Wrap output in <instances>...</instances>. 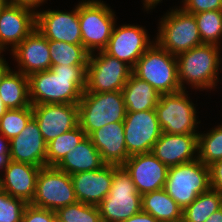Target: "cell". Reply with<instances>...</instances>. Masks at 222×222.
Segmentation results:
<instances>
[{"label":"cell","mask_w":222,"mask_h":222,"mask_svg":"<svg viewBox=\"0 0 222 222\" xmlns=\"http://www.w3.org/2000/svg\"><path fill=\"white\" fill-rule=\"evenodd\" d=\"M87 65H58L28 76L31 105L78 104L86 87Z\"/></svg>","instance_id":"6da1fadb"},{"label":"cell","mask_w":222,"mask_h":222,"mask_svg":"<svg viewBox=\"0 0 222 222\" xmlns=\"http://www.w3.org/2000/svg\"><path fill=\"white\" fill-rule=\"evenodd\" d=\"M222 46L203 43L176 56L181 90L217 91L222 68ZM220 71V73H219Z\"/></svg>","instance_id":"7a4b0ae2"},{"label":"cell","mask_w":222,"mask_h":222,"mask_svg":"<svg viewBox=\"0 0 222 222\" xmlns=\"http://www.w3.org/2000/svg\"><path fill=\"white\" fill-rule=\"evenodd\" d=\"M158 21L155 40L172 55L177 56L203 44L194 15L179 6L170 7Z\"/></svg>","instance_id":"3957f363"},{"label":"cell","mask_w":222,"mask_h":222,"mask_svg":"<svg viewBox=\"0 0 222 222\" xmlns=\"http://www.w3.org/2000/svg\"><path fill=\"white\" fill-rule=\"evenodd\" d=\"M126 106L122 91L84 92L78 103L79 126L89 136L114 122H124Z\"/></svg>","instance_id":"277c9868"},{"label":"cell","mask_w":222,"mask_h":222,"mask_svg":"<svg viewBox=\"0 0 222 222\" xmlns=\"http://www.w3.org/2000/svg\"><path fill=\"white\" fill-rule=\"evenodd\" d=\"M132 73L147 81L161 95L181 91L176 56L154 42L138 59Z\"/></svg>","instance_id":"5b68a950"},{"label":"cell","mask_w":222,"mask_h":222,"mask_svg":"<svg viewBox=\"0 0 222 222\" xmlns=\"http://www.w3.org/2000/svg\"><path fill=\"white\" fill-rule=\"evenodd\" d=\"M108 5L103 0H80L78 3L82 45L89 53L106 48L117 23L116 13Z\"/></svg>","instance_id":"8992f818"},{"label":"cell","mask_w":222,"mask_h":222,"mask_svg":"<svg viewBox=\"0 0 222 222\" xmlns=\"http://www.w3.org/2000/svg\"><path fill=\"white\" fill-rule=\"evenodd\" d=\"M98 208L102 222H122L142 211V196L122 165H114L109 194Z\"/></svg>","instance_id":"52a82bcc"},{"label":"cell","mask_w":222,"mask_h":222,"mask_svg":"<svg viewBox=\"0 0 222 222\" xmlns=\"http://www.w3.org/2000/svg\"><path fill=\"white\" fill-rule=\"evenodd\" d=\"M210 188L209 166L199 159L168 168L164 189L182 210Z\"/></svg>","instance_id":"ba28073f"},{"label":"cell","mask_w":222,"mask_h":222,"mask_svg":"<svg viewBox=\"0 0 222 222\" xmlns=\"http://www.w3.org/2000/svg\"><path fill=\"white\" fill-rule=\"evenodd\" d=\"M187 90L162 94L155 108L162 132L168 134H198L201 123L196 104ZM198 119V120H197Z\"/></svg>","instance_id":"9c48e42d"},{"label":"cell","mask_w":222,"mask_h":222,"mask_svg":"<svg viewBox=\"0 0 222 222\" xmlns=\"http://www.w3.org/2000/svg\"><path fill=\"white\" fill-rule=\"evenodd\" d=\"M132 74V68L104 50L90 53L86 68L84 92L121 91Z\"/></svg>","instance_id":"30bf717a"},{"label":"cell","mask_w":222,"mask_h":222,"mask_svg":"<svg viewBox=\"0 0 222 222\" xmlns=\"http://www.w3.org/2000/svg\"><path fill=\"white\" fill-rule=\"evenodd\" d=\"M78 202L71 176L56 166L41 167L35 195L30 203L33 206L56 211Z\"/></svg>","instance_id":"8fae6325"},{"label":"cell","mask_w":222,"mask_h":222,"mask_svg":"<svg viewBox=\"0 0 222 222\" xmlns=\"http://www.w3.org/2000/svg\"><path fill=\"white\" fill-rule=\"evenodd\" d=\"M148 33L147 28L139 24L129 23L119 26L117 23L104 51L133 69L138 59L156 42Z\"/></svg>","instance_id":"7c38bea8"},{"label":"cell","mask_w":222,"mask_h":222,"mask_svg":"<svg viewBox=\"0 0 222 222\" xmlns=\"http://www.w3.org/2000/svg\"><path fill=\"white\" fill-rule=\"evenodd\" d=\"M123 124L126 149L130 156L150 153L162 133L155 109L127 112Z\"/></svg>","instance_id":"4fadbf2b"},{"label":"cell","mask_w":222,"mask_h":222,"mask_svg":"<svg viewBox=\"0 0 222 222\" xmlns=\"http://www.w3.org/2000/svg\"><path fill=\"white\" fill-rule=\"evenodd\" d=\"M42 9L41 7L36 11V29L48 41L82 45L78 3L70 12L50 8Z\"/></svg>","instance_id":"5bb4252c"},{"label":"cell","mask_w":222,"mask_h":222,"mask_svg":"<svg viewBox=\"0 0 222 222\" xmlns=\"http://www.w3.org/2000/svg\"><path fill=\"white\" fill-rule=\"evenodd\" d=\"M35 29L33 9L7 4L0 14V51L11 53Z\"/></svg>","instance_id":"9a60e30c"},{"label":"cell","mask_w":222,"mask_h":222,"mask_svg":"<svg viewBox=\"0 0 222 222\" xmlns=\"http://www.w3.org/2000/svg\"><path fill=\"white\" fill-rule=\"evenodd\" d=\"M32 110L46 143L79 125L78 104L32 105Z\"/></svg>","instance_id":"2e32d148"},{"label":"cell","mask_w":222,"mask_h":222,"mask_svg":"<svg viewBox=\"0 0 222 222\" xmlns=\"http://www.w3.org/2000/svg\"><path fill=\"white\" fill-rule=\"evenodd\" d=\"M122 166L141 196L165 186L168 167L151 152L131 155Z\"/></svg>","instance_id":"e0dca14e"},{"label":"cell","mask_w":222,"mask_h":222,"mask_svg":"<svg viewBox=\"0 0 222 222\" xmlns=\"http://www.w3.org/2000/svg\"><path fill=\"white\" fill-rule=\"evenodd\" d=\"M17 71L26 76L51 69L48 39L33 30L10 54Z\"/></svg>","instance_id":"ac0fdd59"},{"label":"cell","mask_w":222,"mask_h":222,"mask_svg":"<svg viewBox=\"0 0 222 222\" xmlns=\"http://www.w3.org/2000/svg\"><path fill=\"white\" fill-rule=\"evenodd\" d=\"M10 160L35 165L46 166L47 143L42 137L39 125L34 117L26 127L10 141Z\"/></svg>","instance_id":"d6986e66"},{"label":"cell","mask_w":222,"mask_h":222,"mask_svg":"<svg viewBox=\"0 0 222 222\" xmlns=\"http://www.w3.org/2000/svg\"><path fill=\"white\" fill-rule=\"evenodd\" d=\"M151 153L168 168L198 159V134L162 132Z\"/></svg>","instance_id":"ffe728a7"},{"label":"cell","mask_w":222,"mask_h":222,"mask_svg":"<svg viewBox=\"0 0 222 222\" xmlns=\"http://www.w3.org/2000/svg\"><path fill=\"white\" fill-rule=\"evenodd\" d=\"M113 173L114 165L106 164L101 169L70 175L78 202L98 206L109 194Z\"/></svg>","instance_id":"44dd1931"},{"label":"cell","mask_w":222,"mask_h":222,"mask_svg":"<svg viewBox=\"0 0 222 222\" xmlns=\"http://www.w3.org/2000/svg\"><path fill=\"white\" fill-rule=\"evenodd\" d=\"M41 167L10 160L1 178L2 191L30 204L34 198Z\"/></svg>","instance_id":"7402d4cb"},{"label":"cell","mask_w":222,"mask_h":222,"mask_svg":"<svg viewBox=\"0 0 222 222\" xmlns=\"http://www.w3.org/2000/svg\"><path fill=\"white\" fill-rule=\"evenodd\" d=\"M106 164L123 165L130 157L125 144L123 122H114L88 136Z\"/></svg>","instance_id":"603a6c76"},{"label":"cell","mask_w":222,"mask_h":222,"mask_svg":"<svg viewBox=\"0 0 222 222\" xmlns=\"http://www.w3.org/2000/svg\"><path fill=\"white\" fill-rule=\"evenodd\" d=\"M106 163L102 160L98 149L93 145L91 139H85L70 150L64 159L56 166L58 169L73 175L79 172L101 169Z\"/></svg>","instance_id":"cb8c5ba5"},{"label":"cell","mask_w":222,"mask_h":222,"mask_svg":"<svg viewBox=\"0 0 222 222\" xmlns=\"http://www.w3.org/2000/svg\"><path fill=\"white\" fill-rule=\"evenodd\" d=\"M127 112H140L155 109L161 94L147 81L133 73L121 90Z\"/></svg>","instance_id":"d4e9b609"},{"label":"cell","mask_w":222,"mask_h":222,"mask_svg":"<svg viewBox=\"0 0 222 222\" xmlns=\"http://www.w3.org/2000/svg\"><path fill=\"white\" fill-rule=\"evenodd\" d=\"M0 98L8 109L30 107L28 76L12 68L0 83Z\"/></svg>","instance_id":"484cf974"},{"label":"cell","mask_w":222,"mask_h":222,"mask_svg":"<svg viewBox=\"0 0 222 222\" xmlns=\"http://www.w3.org/2000/svg\"><path fill=\"white\" fill-rule=\"evenodd\" d=\"M142 211L149 213L159 222H175L183 219L182 208L164 188L142 195Z\"/></svg>","instance_id":"4316f807"},{"label":"cell","mask_w":222,"mask_h":222,"mask_svg":"<svg viewBox=\"0 0 222 222\" xmlns=\"http://www.w3.org/2000/svg\"><path fill=\"white\" fill-rule=\"evenodd\" d=\"M222 208V193L209 189L183 210V222H205L209 216Z\"/></svg>","instance_id":"83f0119b"},{"label":"cell","mask_w":222,"mask_h":222,"mask_svg":"<svg viewBox=\"0 0 222 222\" xmlns=\"http://www.w3.org/2000/svg\"><path fill=\"white\" fill-rule=\"evenodd\" d=\"M85 137V132L78 125L47 143L46 166H57Z\"/></svg>","instance_id":"f1b7e54d"},{"label":"cell","mask_w":222,"mask_h":222,"mask_svg":"<svg viewBox=\"0 0 222 222\" xmlns=\"http://www.w3.org/2000/svg\"><path fill=\"white\" fill-rule=\"evenodd\" d=\"M52 66L88 65L90 53L83 45L48 41Z\"/></svg>","instance_id":"f546056e"},{"label":"cell","mask_w":222,"mask_h":222,"mask_svg":"<svg viewBox=\"0 0 222 222\" xmlns=\"http://www.w3.org/2000/svg\"><path fill=\"white\" fill-rule=\"evenodd\" d=\"M205 132L198 133V159L209 166L222 159V123Z\"/></svg>","instance_id":"4dcf8cb0"},{"label":"cell","mask_w":222,"mask_h":222,"mask_svg":"<svg viewBox=\"0 0 222 222\" xmlns=\"http://www.w3.org/2000/svg\"><path fill=\"white\" fill-rule=\"evenodd\" d=\"M193 15L202 43L222 45V11H204Z\"/></svg>","instance_id":"1f68e13d"},{"label":"cell","mask_w":222,"mask_h":222,"mask_svg":"<svg viewBox=\"0 0 222 222\" xmlns=\"http://www.w3.org/2000/svg\"><path fill=\"white\" fill-rule=\"evenodd\" d=\"M32 117V105L30 107L8 109L0 118V134L10 141L21 133Z\"/></svg>","instance_id":"d6a6232c"},{"label":"cell","mask_w":222,"mask_h":222,"mask_svg":"<svg viewBox=\"0 0 222 222\" xmlns=\"http://www.w3.org/2000/svg\"><path fill=\"white\" fill-rule=\"evenodd\" d=\"M55 213L58 222H102L98 206L82 202L61 207Z\"/></svg>","instance_id":"836d02e7"},{"label":"cell","mask_w":222,"mask_h":222,"mask_svg":"<svg viewBox=\"0 0 222 222\" xmlns=\"http://www.w3.org/2000/svg\"><path fill=\"white\" fill-rule=\"evenodd\" d=\"M27 203L0 191V222H21Z\"/></svg>","instance_id":"e575fe53"},{"label":"cell","mask_w":222,"mask_h":222,"mask_svg":"<svg viewBox=\"0 0 222 222\" xmlns=\"http://www.w3.org/2000/svg\"><path fill=\"white\" fill-rule=\"evenodd\" d=\"M179 7L190 14L204 11H222V0H181Z\"/></svg>","instance_id":"d590c367"},{"label":"cell","mask_w":222,"mask_h":222,"mask_svg":"<svg viewBox=\"0 0 222 222\" xmlns=\"http://www.w3.org/2000/svg\"><path fill=\"white\" fill-rule=\"evenodd\" d=\"M56 213L53 210L27 204L21 222H56Z\"/></svg>","instance_id":"8d00e7d4"},{"label":"cell","mask_w":222,"mask_h":222,"mask_svg":"<svg viewBox=\"0 0 222 222\" xmlns=\"http://www.w3.org/2000/svg\"><path fill=\"white\" fill-rule=\"evenodd\" d=\"M211 189L222 193V159L209 165Z\"/></svg>","instance_id":"74e56055"},{"label":"cell","mask_w":222,"mask_h":222,"mask_svg":"<svg viewBox=\"0 0 222 222\" xmlns=\"http://www.w3.org/2000/svg\"><path fill=\"white\" fill-rule=\"evenodd\" d=\"M10 5L24 6L38 11L40 6L46 4L48 0H7Z\"/></svg>","instance_id":"f35d334b"},{"label":"cell","mask_w":222,"mask_h":222,"mask_svg":"<svg viewBox=\"0 0 222 222\" xmlns=\"http://www.w3.org/2000/svg\"><path fill=\"white\" fill-rule=\"evenodd\" d=\"M122 222H159V221L157 219H155L149 213H146L144 211H140L139 213L129 217L128 219H126Z\"/></svg>","instance_id":"ab89813d"},{"label":"cell","mask_w":222,"mask_h":222,"mask_svg":"<svg viewBox=\"0 0 222 222\" xmlns=\"http://www.w3.org/2000/svg\"><path fill=\"white\" fill-rule=\"evenodd\" d=\"M5 55L0 54V83L2 82L4 76L12 69L8 62L6 61ZM10 66V67H9Z\"/></svg>","instance_id":"60d3db41"},{"label":"cell","mask_w":222,"mask_h":222,"mask_svg":"<svg viewBox=\"0 0 222 222\" xmlns=\"http://www.w3.org/2000/svg\"><path fill=\"white\" fill-rule=\"evenodd\" d=\"M141 2L143 3L142 10L144 9V12L150 13L151 11L153 12V9H155L158 4L162 3L163 0H141Z\"/></svg>","instance_id":"b9f144b4"},{"label":"cell","mask_w":222,"mask_h":222,"mask_svg":"<svg viewBox=\"0 0 222 222\" xmlns=\"http://www.w3.org/2000/svg\"><path fill=\"white\" fill-rule=\"evenodd\" d=\"M9 148V140L0 134V154H9Z\"/></svg>","instance_id":"7bdbcfd3"},{"label":"cell","mask_w":222,"mask_h":222,"mask_svg":"<svg viewBox=\"0 0 222 222\" xmlns=\"http://www.w3.org/2000/svg\"><path fill=\"white\" fill-rule=\"evenodd\" d=\"M10 162L9 154H0V177L3 175L5 168Z\"/></svg>","instance_id":"ee69618b"},{"label":"cell","mask_w":222,"mask_h":222,"mask_svg":"<svg viewBox=\"0 0 222 222\" xmlns=\"http://www.w3.org/2000/svg\"><path fill=\"white\" fill-rule=\"evenodd\" d=\"M205 222H222V208L212 213Z\"/></svg>","instance_id":"f6af8a7d"},{"label":"cell","mask_w":222,"mask_h":222,"mask_svg":"<svg viewBox=\"0 0 222 222\" xmlns=\"http://www.w3.org/2000/svg\"><path fill=\"white\" fill-rule=\"evenodd\" d=\"M8 108L4 105L0 98V118L7 112Z\"/></svg>","instance_id":"bcb514c9"},{"label":"cell","mask_w":222,"mask_h":222,"mask_svg":"<svg viewBox=\"0 0 222 222\" xmlns=\"http://www.w3.org/2000/svg\"><path fill=\"white\" fill-rule=\"evenodd\" d=\"M7 4H8L7 0H0V14Z\"/></svg>","instance_id":"7dc6e473"}]
</instances>
